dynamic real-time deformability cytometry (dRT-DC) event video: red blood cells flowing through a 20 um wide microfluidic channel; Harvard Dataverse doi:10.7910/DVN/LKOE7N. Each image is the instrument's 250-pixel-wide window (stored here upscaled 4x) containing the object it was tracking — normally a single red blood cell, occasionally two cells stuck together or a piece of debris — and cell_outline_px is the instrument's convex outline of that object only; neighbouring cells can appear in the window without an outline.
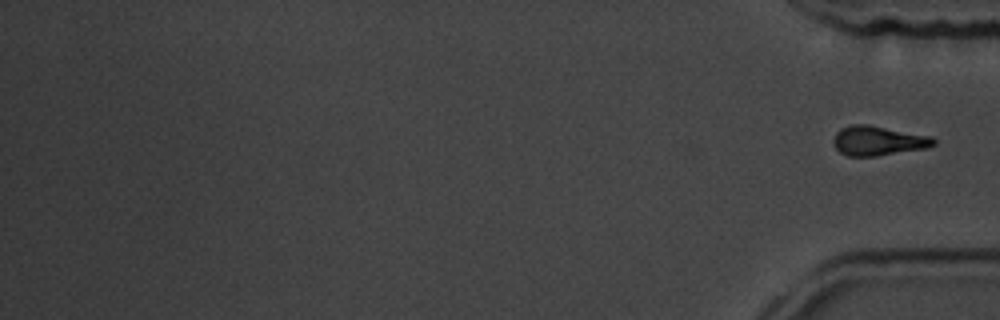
{"species": "common noctule bat (a hibernating species)", "species_latin": "Nyctalus noctula", "temperature_condition": "room temperature", "stored_images_in_passage": 17, "segment_of_instrument_passage": [2, 2], "camera_frame_rate_fps": 3000, "um_per_image_px": 0.085, "animal": {"sex": "male", "body_mass_g": 19.5, "forearm_length_mm": 54.6}, "frame": {"image": 1, "passage_image": 17, "time_ms": 18.333, "image_size_px": [1000, 320], "cell_outline_px": [[936, 144], [928, 148], [876, 156], [848, 156], [840, 152], [836, 148], [832, 140], [836, 132], [840, 128], [852, 124], [868, 124], [932, 136], [936, 140]], "centroid_in_image_um": [74.65, 11.96], "position_along_channel_um": 360.5, "area_um2": 17.46}}